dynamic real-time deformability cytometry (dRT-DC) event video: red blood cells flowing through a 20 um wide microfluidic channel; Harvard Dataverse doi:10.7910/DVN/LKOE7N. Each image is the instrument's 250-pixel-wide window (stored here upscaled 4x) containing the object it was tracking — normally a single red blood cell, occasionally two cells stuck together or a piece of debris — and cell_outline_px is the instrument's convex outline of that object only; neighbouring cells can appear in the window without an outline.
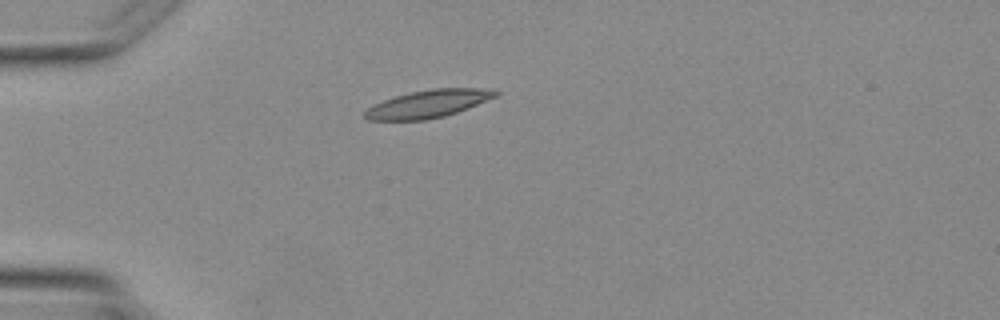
{"species": "Egyptian fruit bat (a non-hibernating species)", "species_latin": "Rousettus aegyptiacus", "temperature_condition": "warm", "stored_images_in_passage": 6, "camera_frame_rate_fps": 3000, "um_per_image_px": 0.085, "animal": {"sex": "female"}, "frame": {"image": 1, "passage_image": 6, "time_ms": 6.0, "image_size_px": [1000, 320], "cell_outline_px": [[500, 92], [496, 96], [468, 108], [444, 116], [424, 120], [368, 120], [364, 116], [364, 112], [372, 104], [396, 96], [412, 92], [432, 88], [480, 88]], "centroid_in_image_um": [36.36, 8.83], "position_along_channel_um": 48.6, "area_um2": 20.81}}